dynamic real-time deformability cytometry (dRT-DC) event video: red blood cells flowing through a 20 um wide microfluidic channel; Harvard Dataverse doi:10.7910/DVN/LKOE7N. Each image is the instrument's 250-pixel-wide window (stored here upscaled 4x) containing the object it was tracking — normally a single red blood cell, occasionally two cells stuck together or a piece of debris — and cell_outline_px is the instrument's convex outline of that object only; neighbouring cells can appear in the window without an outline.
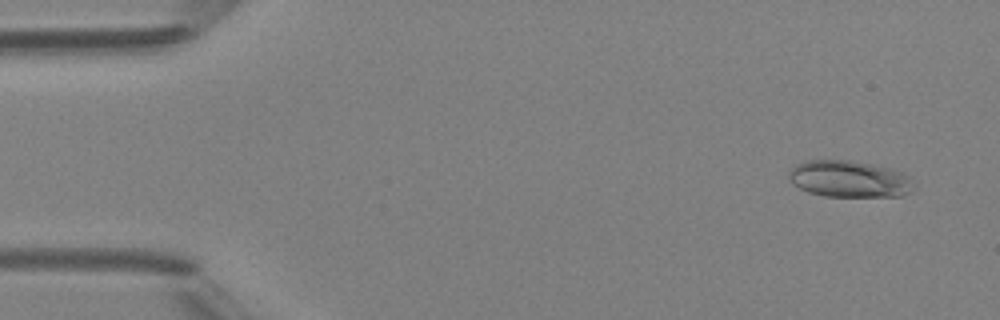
{"species": "Egyptian fruit bat (a non-hibernating species)", "species_latin": "Rousettus aegyptiacus", "temperature_condition": "room temperature", "stored_images_in_passage": 4, "camera_frame_rate_fps": 3000, "um_per_image_px": 0.085, "animal": {"sex": "female"}, "frame": {"image": 1, "passage_image": 1, "time_ms": 0.0, "image_size_px": [1000, 320], "cell_outline_px": [[916, 184], [912, 192], [904, 196], [824, 196], [808, 192], [792, 184], [788, 180], [788, 172], [796, 164], [808, 160], [848, 160], [872, 164], [904, 172], [912, 176]], "centroid_in_image_um": [72.24, 15.22], "position_along_channel_um": 12.8, "area_um2": 27.17}}
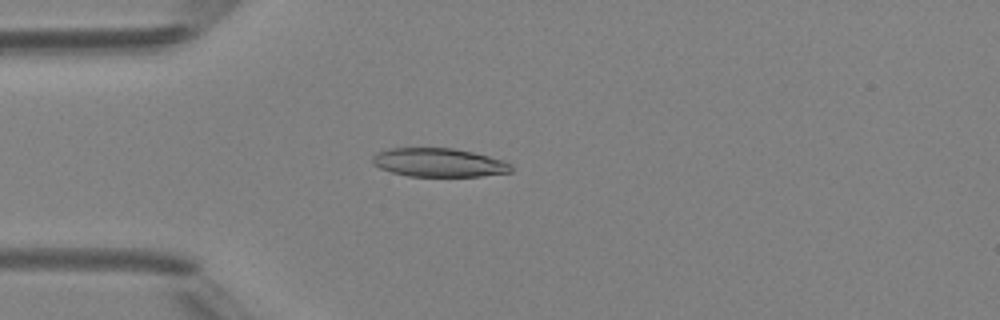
{"frame": {"image": 2, "passage_image": 4, "time_ms": 3.333, "image_size_px": [1000, 320], "cell_outline_px": [[512, 172], [480, 176], [408, 176], [392, 172], [380, 168], [372, 164], [372, 156], [376, 152], [392, 148], [452, 148], [472, 152], [504, 160], [512, 164]], "centroid_in_image_um": [37.3, 13.82], "position_along_channel_um": 47.7, "area_um2": 23.18}}